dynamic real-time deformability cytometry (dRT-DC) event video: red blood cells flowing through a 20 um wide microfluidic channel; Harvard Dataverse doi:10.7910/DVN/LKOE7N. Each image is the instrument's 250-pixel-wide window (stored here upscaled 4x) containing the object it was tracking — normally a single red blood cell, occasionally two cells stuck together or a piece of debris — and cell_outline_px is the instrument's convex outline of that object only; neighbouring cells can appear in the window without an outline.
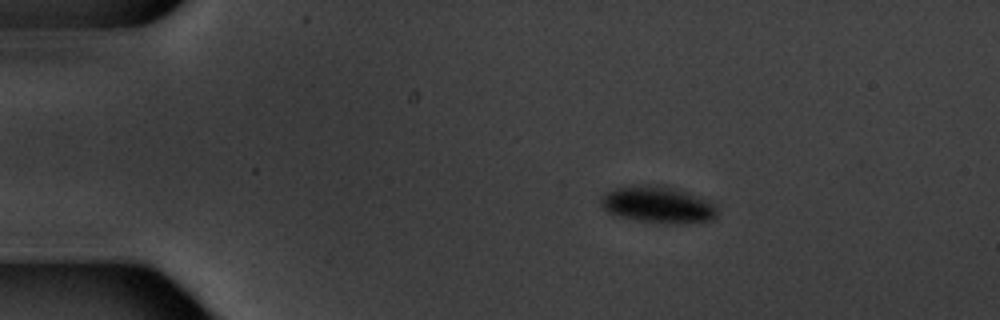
{"species": "common noctule bat (a hibernating species)", "species_latin": "Nyctalus noctula", "temperature_condition": "warm", "stored_images_in_passage": 4, "camera_frame_rate_fps": 3000, "um_per_image_px": 0.085, "animal": {"sex": "male", "body_mass_g": 20.1, "forearm_length_mm": 53.5}, "frame": {"image": 1, "passage_image": 2, "time_ms": 1.333, "image_size_px": [1000, 320], "cell_outline_px": [[716, 216], [712, 220], [688, 224], [668, 224], [636, 220], [616, 216], [608, 212], [604, 208], [600, 200], [600, 196], [604, 192], [616, 188], [652, 184], [660, 184], [684, 192], [704, 200], [712, 204], [716, 208]], "centroid_in_image_um": [55.86, 17.42], "position_along_channel_um": 29.1, "area_um2": 24.68}}